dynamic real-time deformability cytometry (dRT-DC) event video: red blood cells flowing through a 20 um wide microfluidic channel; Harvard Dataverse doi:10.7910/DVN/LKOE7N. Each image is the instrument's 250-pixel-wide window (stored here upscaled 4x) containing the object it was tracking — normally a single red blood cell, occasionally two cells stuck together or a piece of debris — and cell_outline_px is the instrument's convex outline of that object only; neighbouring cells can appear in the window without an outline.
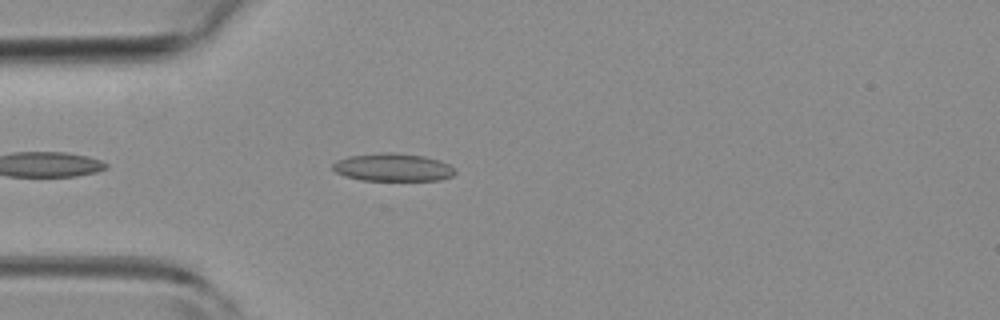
{"species": "common noctule bat (a hibernating species)", "species_latin": "Nyctalus noctula", "temperature_condition": "room temperature", "stored_images_in_passage": 13, "camera_frame_rate_fps": 3000, "um_per_image_px": 0.085, "animal": {"sex": "female", "body_mass_g": 19.3, "forearm_length_mm": 54.1}, "frame": {"image": 1, "passage_image": 4, "time_ms": 1.0, "image_size_px": [1000, 320], "cell_outline_px": [[456, 172], [452, 176], [440, 180], [360, 180], [344, 176], [336, 172], [332, 168], [332, 164], [336, 160], [348, 156], [384, 152], [396, 152], [424, 156], [440, 160], [448, 164]], "centroid_in_image_um": [33.37, 14.22], "position_along_channel_um": 51.6, "area_um2": 19.94}}